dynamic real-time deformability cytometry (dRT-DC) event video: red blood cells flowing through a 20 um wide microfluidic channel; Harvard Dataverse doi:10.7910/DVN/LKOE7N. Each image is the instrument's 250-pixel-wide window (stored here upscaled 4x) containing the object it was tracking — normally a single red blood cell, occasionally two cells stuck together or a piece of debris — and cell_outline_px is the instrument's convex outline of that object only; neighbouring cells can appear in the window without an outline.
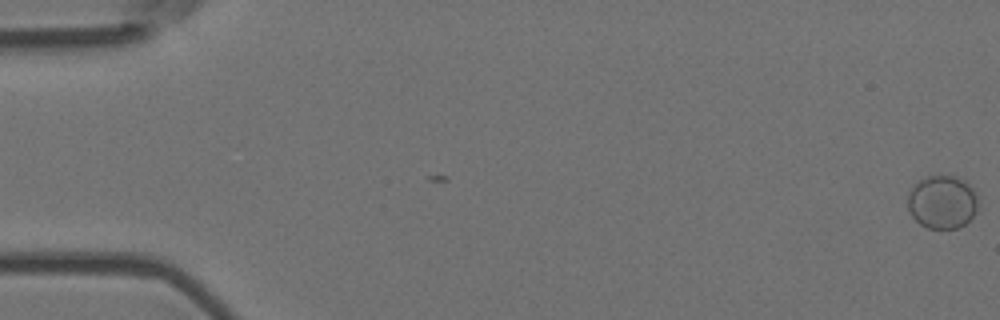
{"species": "Egyptian fruit bat (a non-hibernating species)", "species_latin": "Rousettus aegyptiacus", "temperature_condition": "room temperature", "stored_images_in_passage": 7, "camera_frame_rate_fps": 3000, "um_per_image_px": 0.085, "animal": {"sex": "female"}, "frame": {"image": 1, "passage_image": 1, "time_ms": 0.0, "image_size_px": [1000, 320], "cell_outline_px": [[980, 212], [964, 224], [956, 228], [928, 228], [920, 224], [912, 216], [908, 208], [908, 192], [920, 180], [928, 176], [956, 176], [964, 180], [972, 188], [976, 196]], "centroid_in_image_um": [80.12, 17.18], "position_along_channel_um": 4.9, "area_um2": 21.91}}
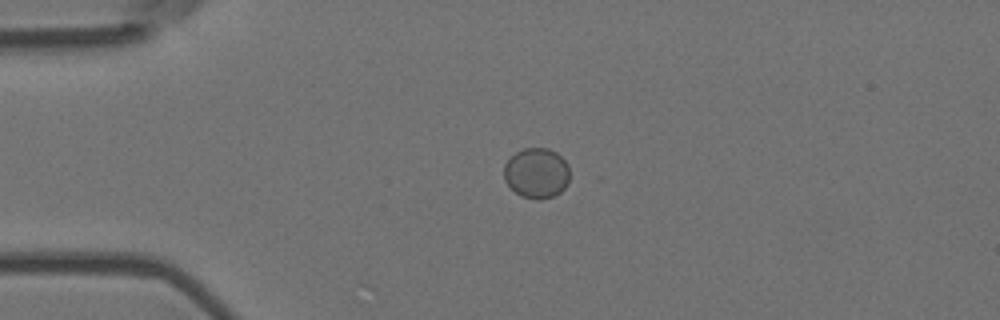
{"frame": {"image": 2, "passage_image": 5, "time_ms": 1.333, "image_size_px": [1000, 320], "cell_outline_px": [[568, 184], [560, 192], [552, 196], [540, 200], [536, 200], [520, 196], [504, 180], [504, 164], [516, 152], [524, 148], [548, 148], [556, 152], [568, 164]], "centroid_in_image_um": [45.6, 14.71], "position_along_channel_um": 39.4, "area_um2": 19.25}}
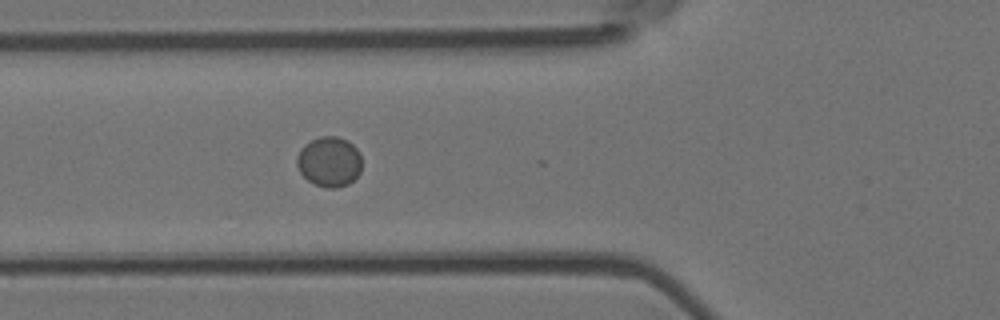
{"frame": {"image": 3, "passage_image": 7, "time_ms": 2.0, "image_size_px": [1000, 320], "cell_outline_px": [[360, 172], [348, 184], [336, 188], [328, 188], [316, 184], [308, 180], [300, 172], [296, 164], [296, 156], [300, 148], [304, 144], [320, 136], [336, 136], [348, 140], [360, 152]], "centroid_in_image_um": [27.96, 13.73], "position_along_channel_um": 97.8, "area_um2": 18.96}}